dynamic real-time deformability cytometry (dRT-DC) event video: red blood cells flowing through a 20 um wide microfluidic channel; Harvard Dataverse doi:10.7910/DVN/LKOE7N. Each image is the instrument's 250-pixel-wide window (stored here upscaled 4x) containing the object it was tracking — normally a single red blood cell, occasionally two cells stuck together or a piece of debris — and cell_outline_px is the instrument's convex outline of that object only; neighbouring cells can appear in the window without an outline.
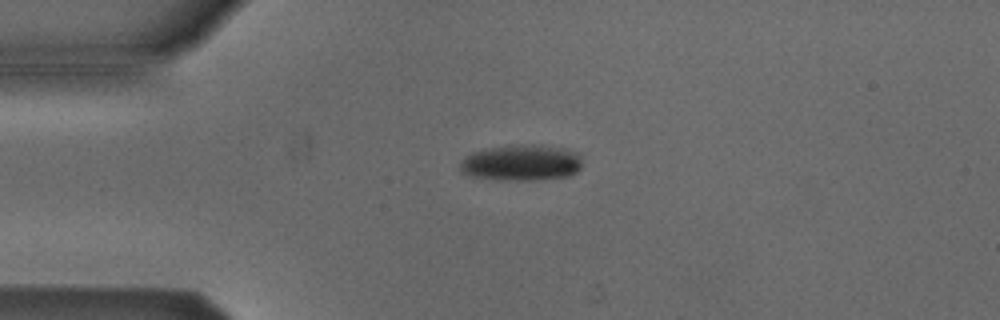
{"species": "Egyptian fruit bat (a non-hibernating species)", "species_latin": "Rousettus aegyptiacus", "temperature_condition": "cold", "stored_images_in_passage": 4, "camera_frame_rate_fps": 3000, "um_per_image_px": 0.085, "animal": {"sex": "male"}, "frame": {"image": 1, "passage_image": 3, "time_ms": 2.333, "image_size_px": [1000, 320], "cell_outline_px": [[580, 168], [576, 172], [568, 176], [532, 180], [496, 180], [468, 176], [460, 172], [460, 160], [464, 156], [472, 152], [484, 148], [532, 144], [540, 144], [564, 148], [576, 152], [580, 156]], "centroid_in_image_um": [44.26, 13.83], "position_along_channel_um": 40.7, "area_um2": 25.95}}